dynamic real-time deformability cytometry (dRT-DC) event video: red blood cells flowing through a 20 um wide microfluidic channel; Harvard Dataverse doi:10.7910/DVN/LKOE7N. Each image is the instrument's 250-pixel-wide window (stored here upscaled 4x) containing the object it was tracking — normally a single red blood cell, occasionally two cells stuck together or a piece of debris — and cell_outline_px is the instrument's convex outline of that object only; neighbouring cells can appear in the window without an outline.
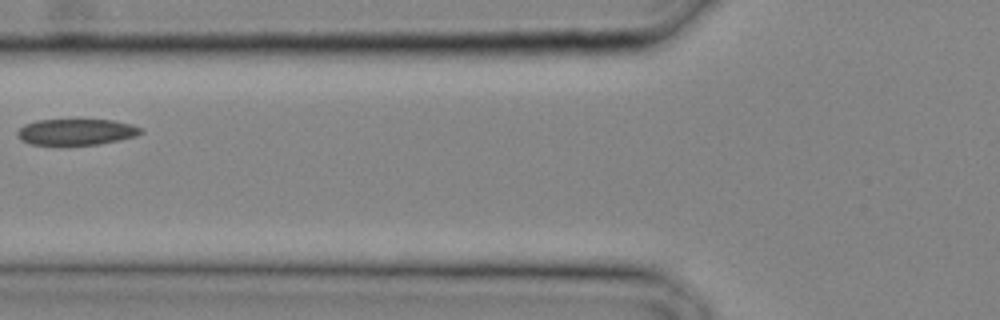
{"species": "common noctule bat (a hibernating species)", "species_latin": "Nyctalus noctula", "temperature_condition": "cold", "stored_images_in_passage": 11, "camera_frame_rate_fps": 3000, "um_per_image_px": 0.085, "animal": {"sex": "male", "body_mass_g": 20.4}, "frame": {"image": 1, "passage_image": 10, "time_ms": 3.0, "image_size_px": [1000, 320], "cell_outline_px": [[144, 132], [136, 136], [120, 140], [96, 144], [32, 144], [20, 140], [16, 132], [24, 124], [36, 120], [112, 120], [144, 128]], "centroid_in_image_um": [6.49, 11.2], "position_along_channel_um": 119.3, "area_um2": 18.61}}